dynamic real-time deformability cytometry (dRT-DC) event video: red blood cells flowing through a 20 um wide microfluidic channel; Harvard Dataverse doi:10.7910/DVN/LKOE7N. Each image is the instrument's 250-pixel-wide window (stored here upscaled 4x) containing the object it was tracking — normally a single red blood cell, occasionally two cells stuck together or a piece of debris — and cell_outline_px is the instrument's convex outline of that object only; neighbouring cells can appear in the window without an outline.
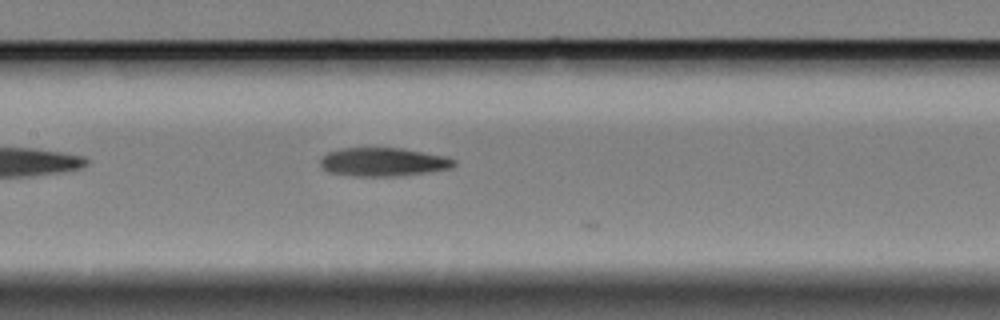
{"species": "Egyptian fruit bat (a non-hibernating species)", "species_latin": "Rousettus aegyptiacus", "temperature_condition": "cold", "stored_images_in_passage": 17, "camera_frame_rate_fps": 3000, "um_per_image_px": 0.085, "animal": {"sex": "female"}, "frame": {"image": 1, "passage_image": 12, "time_ms": 3.667, "image_size_px": [1000, 320], "cell_outline_px": [[456, 164], [452, 168], [396, 176], [352, 176], [328, 172], [320, 164], [320, 160], [328, 152], [340, 148], [400, 148], [444, 156], [456, 160]], "centroid_in_image_um": [32.55, 13.77], "position_along_channel_um": 174.9, "area_um2": 22.02}}
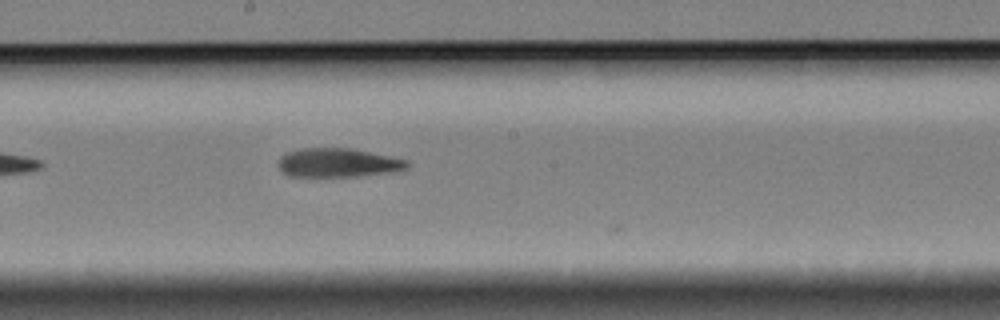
{"frame": {"image": 2, "passage_image": 16, "time_ms": 5.0, "image_size_px": [1000, 320], "cell_outline_px": [[408, 168], [388, 172], [356, 176], [288, 176], [280, 172], [280, 156], [288, 152], [304, 148], [348, 148], [408, 160]], "centroid_in_image_um": [28.69, 13.83], "position_along_channel_um": 219.5, "area_um2": 21.27}}